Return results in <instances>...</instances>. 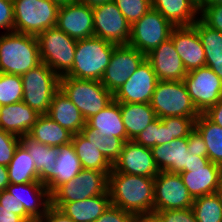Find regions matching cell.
Wrapping results in <instances>:
<instances>
[{
    "instance_id": "cell-1",
    "label": "cell",
    "mask_w": 222,
    "mask_h": 222,
    "mask_svg": "<svg viewBox=\"0 0 222 222\" xmlns=\"http://www.w3.org/2000/svg\"><path fill=\"white\" fill-rule=\"evenodd\" d=\"M111 205L133 215L154 211V178L116 172L108 174Z\"/></svg>"
},
{
    "instance_id": "cell-2",
    "label": "cell",
    "mask_w": 222,
    "mask_h": 222,
    "mask_svg": "<svg viewBox=\"0 0 222 222\" xmlns=\"http://www.w3.org/2000/svg\"><path fill=\"white\" fill-rule=\"evenodd\" d=\"M41 63L36 36L0 33V73L23 75Z\"/></svg>"
},
{
    "instance_id": "cell-3",
    "label": "cell",
    "mask_w": 222,
    "mask_h": 222,
    "mask_svg": "<svg viewBox=\"0 0 222 222\" xmlns=\"http://www.w3.org/2000/svg\"><path fill=\"white\" fill-rule=\"evenodd\" d=\"M116 45L96 36L77 40L73 66L63 77L100 81Z\"/></svg>"
},
{
    "instance_id": "cell-4",
    "label": "cell",
    "mask_w": 222,
    "mask_h": 222,
    "mask_svg": "<svg viewBox=\"0 0 222 222\" xmlns=\"http://www.w3.org/2000/svg\"><path fill=\"white\" fill-rule=\"evenodd\" d=\"M60 89L79 109L85 120L106 108L113 94L96 80L60 77Z\"/></svg>"
},
{
    "instance_id": "cell-5",
    "label": "cell",
    "mask_w": 222,
    "mask_h": 222,
    "mask_svg": "<svg viewBox=\"0 0 222 222\" xmlns=\"http://www.w3.org/2000/svg\"><path fill=\"white\" fill-rule=\"evenodd\" d=\"M40 60L59 77L66 76L74 63L77 40L61 31L57 26L36 36Z\"/></svg>"
},
{
    "instance_id": "cell-6",
    "label": "cell",
    "mask_w": 222,
    "mask_h": 222,
    "mask_svg": "<svg viewBox=\"0 0 222 222\" xmlns=\"http://www.w3.org/2000/svg\"><path fill=\"white\" fill-rule=\"evenodd\" d=\"M22 101L40 115L47 114L54 94L60 89V77L41 62L21 75Z\"/></svg>"
},
{
    "instance_id": "cell-7",
    "label": "cell",
    "mask_w": 222,
    "mask_h": 222,
    "mask_svg": "<svg viewBox=\"0 0 222 222\" xmlns=\"http://www.w3.org/2000/svg\"><path fill=\"white\" fill-rule=\"evenodd\" d=\"M14 32L37 36L56 26L59 6L51 0H13Z\"/></svg>"
},
{
    "instance_id": "cell-8",
    "label": "cell",
    "mask_w": 222,
    "mask_h": 222,
    "mask_svg": "<svg viewBox=\"0 0 222 222\" xmlns=\"http://www.w3.org/2000/svg\"><path fill=\"white\" fill-rule=\"evenodd\" d=\"M151 107L158 118L199 117L183 81H158Z\"/></svg>"
},
{
    "instance_id": "cell-9",
    "label": "cell",
    "mask_w": 222,
    "mask_h": 222,
    "mask_svg": "<svg viewBox=\"0 0 222 222\" xmlns=\"http://www.w3.org/2000/svg\"><path fill=\"white\" fill-rule=\"evenodd\" d=\"M174 27L160 12L151 8L131 25L128 44L147 55L170 38Z\"/></svg>"
},
{
    "instance_id": "cell-10",
    "label": "cell",
    "mask_w": 222,
    "mask_h": 222,
    "mask_svg": "<svg viewBox=\"0 0 222 222\" xmlns=\"http://www.w3.org/2000/svg\"><path fill=\"white\" fill-rule=\"evenodd\" d=\"M109 173L82 169L75 178L58 186L50 194L51 203H70L105 194L108 191Z\"/></svg>"
},
{
    "instance_id": "cell-11",
    "label": "cell",
    "mask_w": 222,
    "mask_h": 222,
    "mask_svg": "<svg viewBox=\"0 0 222 222\" xmlns=\"http://www.w3.org/2000/svg\"><path fill=\"white\" fill-rule=\"evenodd\" d=\"M183 82L199 113H205L222 99V80L210 67L203 66L187 72Z\"/></svg>"
},
{
    "instance_id": "cell-12",
    "label": "cell",
    "mask_w": 222,
    "mask_h": 222,
    "mask_svg": "<svg viewBox=\"0 0 222 222\" xmlns=\"http://www.w3.org/2000/svg\"><path fill=\"white\" fill-rule=\"evenodd\" d=\"M193 197L179 173L161 171L154 178V211L192 208Z\"/></svg>"
},
{
    "instance_id": "cell-13",
    "label": "cell",
    "mask_w": 222,
    "mask_h": 222,
    "mask_svg": "<svg viewBox=\"0 0 222 222\" xmlns=\"http://www.w3.org/2000/svg\"><path fill=\"white\" fill-rule=\"evenodd\" d=\"M145 59L146 55L129 44L116 45L100 80L102 85L114 94Z\"/></svg>"
},
{
    "instance_id": "cell-14",
    "label": "cell",
    "mask_w": 222,
    "mask_h": 222,
    "mask_svg": "<svg viewBox=\"0 0 222 222\" xmlns=\"http://www.w3.org/2000/svg\"><path fill=\"white\" fill-rule=\"evenodd\" d=\"M92 9L94 36L117 45L129 43L131 25L113 0Z\"/></svg>"
},
{
    "instance_id": "cell-15",
    "label": "cell",
    "mask_w": 222,
    "mask_h": 222,
    "mask_svg": "<svg viewBox=\"0 0 222 222\" xmlns=\"http://www.w3.org/2000/svg\"><path fill=\"white\" fill-rule=\"evenodd\" d=\"M158 81L151 63L145 59L113 94V100L119 103H150Z\"/></svg>"
},
{
    "instance_id": "cell-16",
    "label": "cell",
    "mask_w": 222,
    "mask_h": 222,
    "mask_svg": "<svg viewBox=\"0 0 222 222\" xmlns=\"http://www.w3.org/2000/svg\"><path fill=\"white\" fill-rule=\"evenodd\" d=\"M116 172L155 178L160 172L153 158L151 148L135 143L124 142L118 160L113 164Z\"/></svg>"
},
{
    "instance_id": "cell-17",
    "label": "cell",
    "mask_w": 222,
    "mask_h": 222,
    "mask_svg": "<svg viewBox=\"0 0 222 222\" xmlns=\"http://www.w3.org/2000/svg\"><path fill=\"white\" fill-rule=\"evenodd\" d=\"M56 26L76 40L94 36L93 9L79 2L60 6Z\"/></svg>"
},
{
    "instance_id": "cell-18",
    "label": "cell",
    "mask_w": 222,
    "mask_h": 222,
    "mask_svg": "<svg viewBox=\"0 0 222 222\" xmlns=\"http://www.w3.org/2000/svg\"><path fill=\"white\" fill-rule=\"evenodd\" d=\"M170 38L187 72L205 66L204 47L193 25L175 26Z\"/></svg>"
},
{
    "instance_id": "cell-19",
    "label": "cell",
    "mask_w": 222,
    "mask_h": 222,
    "mask_svg": "<svg viewBox=\"0 0 222 222\" xmlns=\"http://www.w3.org/2000/svg\"><path fill=\"white\" fill-rule=\"evenodd\" d=\"M160 81H183L187 71L171 38L146 55Z\"/></svg>"
},
{
    "instance_id": "cell-20",
    "label": "cell",
    "mask_w": 222,
    "mask_h": 222,
    "mask_svg": "<svg viewBox=\"0 0 222 222\" xmlns=\"http://www.w3.org/2000/svg\"><path fill=\"white\" fill-rule=\"evenodd\" d=\"M97 134V130L86 124L80 133L72 135L71 142L83 169L111 172L113 165L97 149Z\"/></svg>"
},
{
    "instance_id": "cell-21",
    "label": "cell",
    "mask_w": 222,
    "mask_h": 222,
    "mask_svg": "<svg viewBox=\"0 0 222 222\" xmlns=\"http://www.w3.org/2000/svg\"><path fill=\"white\" fill-rule=\"evenodd\" d=\"M6 190L23 204L25 211L36 222L46 214L47 209L51 206V195L47 187L40 182L10 183Z\"/></svg>"
},
{
    "instance_id": "cell-22",
    "label": "cell",
    "mask_w": 222,
    "mask_h": 222,
    "mask_svg": "<svg viewBox=\"0 0 222 222\" xmlns=\"http://www.w3.org/2000/svg\"><path fill=\"white\" fill-rule=\"evenodd\" d=\"M151 150L160 172H188L190 154L188 152L187 137L177 138L169 143L153 146Z\"/></svg>"
},
{
    "instance_id": "cell-23",
    "label": "cell",
    "mask_w": 222,
    "mask_h": 222,
    "mask_svg": "<svg viewBox=\"0 0 222 222\" xmlns=\"http://www.w3.org/2000/svg\"><path fill=\"white\" fill-rule=\"evenodd\" d=\"M222 167L209 162L207 165L189 167V172H180L184 185L194 198L216 193Z\"/></svg>"
},
{
    "instance_id": "cell-24",
    "label": "cell",
    "mask_w": 222,
    "mask_h": 222,
    "mask_svg": "<svg viewBox=\"0 0 222 222\" xmlns=\"http://www.w3.org/2000/svg\"><path fill=\"white\" fill-rule=\"evenodd\" d=\"M39 116L23 101L0 106V129L21 138L28 135Z\"/></svg>"
},
{
    "instance_id": "cell-25",
    "label": "cell",
    "mask_w": 222,
    "mask_h": 222,
    "mask_svg": "<svg viewBox=\"0 0 222 222\" xmlns=\"http://www.w3.org/2000/svg\"><path fill=\"white\" fill-rule=\"evenodd\" d=\"M73 222H95L111 205L109 191L88 199L70 203H51Z\"/></svg>"
},
{
    "instance_id": "cell-26",
    "label": "cell",
    "mask_w": 222,
    "mask_h": 222,
    "mask_svg": "<svg viewBox=\"0 0 222 222\" xmlns=\"http://www.w3.org/2000/svg\"><path fill=\"white\" fill-rule=\"evenodd\" d=\"M46 115L72 134L80 133L86 125L79 109L61 89L54 94Z\"/></svg>"
},
{
    "instance_id": "cell-27",
    "label": "cell",
    "mask_w": 222,
    "mask_h": 222,
    "mask_svg": "<svg viewBox=\"0 0 222 222\" xmlns=\"http://www.w3.org/2000/svg\"><path fill=\"white\" fill-rule=\"evenodd\" d=\"M72 142L58 147V156L51 172V182L46 186L51 194L58 186L75 178L82 170Z\"/></svg>"
},
{
    "instance_id": "cell-28",
    "label": "cell",
    "mask_w": 222,
    "mask_h": 222,
    "mask_svg": "<svg viewBox=\"0 0 222 222\" xmlns=\"http://www.w3.org/2000/svg\"><path fill=\"white\" fill-rule=\"evenodd\" d=\"M152 8L174 26H190L199 19V7L191 0H151Z\"/></svg>"
},
{
    "instance_id": "cell-29",
    "label": "cell",
    "mask_w": 222,
    "mask_h": 222,
    "mask_svg": "<svg viewBox=\"0 0 222 222\" xmlns=\"http://www.w3.org/2000/svg\"><path fill=\"white\" fill-rule=\"evenodd\" d=\"M86 124L101 136L121 138L124 142L128 141L125 126L123 124L120 103L112 101L106 108L98 114L86 120Z\"/></svg>"
},
{
    "instance_id": "cell-30",
    "label": "cell",
    "mask_w": 222,
    "mask_h": 222,
    "mask_svg": "<svg viewBox=\"0 0 222 222\" xmlns=\"http://www.w3.org/2000/svg\"><path fill=\"white\" fill-rule=\"evenodd\" d=\"M120 112L129 140H134L157 116L150 103H120Z\"/></svg>"
},
{
    "instance_id": "cell-31",
    "label": "cell",
    "mask_w": 222,
    "mask_h": 222,
    "mask_svg": "<svg viewBox=\"0 0 222 222\" xmlns=\"http://www.w3.org/2000/svg\"><path fill=\"white\" fill-rule=\"evenodd\" d=\"M72 133L60 126L46 114L40 115L28 133V137L36 142L51 147H60L71 142Z\"/></svg>"
},
{
    "instance_id": "cell-32",
    "label": "cell",
    "mask_w": 222,
    "mask_h": 222,
    "mask_svg": "<svg viewBox=\"0 0 222 222\" xmlns=\"http://www.w3.org/2000/svg\"><path fill=\"white\" fill-rule=\"evenodd\" d=\"M21 144L27 149L34 160L39 174V182L47 186L51 182V172L58 156V147L47 146L30 139L28 136L21 137Z\"/></svg>"
},
{
    "instance_id": "cell-33",
    "label": "cell",
    "mask_w": 222,
    "mask_h": 222,
    "mask_svg": "<svg viewBox=\"0 0 222 222\" xmlns=\"http://www.w3.org/2000/svg\"><path fill=\"white\" fill-rule=\"evenodd\" d=\"M7 168L10 183L24 184L39 182V174L36 170L34 160L21 143L16 148Z\"/></svg>"
},
{
    "instance_id": "cell-34",
    "label": "cell",
    "mask_w": 222,
    "mask_h": 222,
    "mask_svg": "<svg viewBox=\"0 0 222 222\" xmlns=\"http://www.w3.org/2000/svg\"><path fill=\"white\" fill-rule=\"evenodd\" d=\"M195 129L207 146L209 160L222 167V127L212 122L204 113L195 120Z\"/></svg>"
},
{
    "instance_id": "cell-35",
    "label": "cell",
    "mask_w": 222,
    "mask_h": 222,
    "mask_svg": "<svg viewBox=\"0 0 222 222\" xmlns=\"http://www.w3.org/2000/svg\"><path fill=\"white\" fill-rule=\"evenodd\" d=\"M192 210L197 222H222V203L216 193L194 198Z\"/></svg>"
},
{
    "instance_id": "cell-36",
    "label": "cell",
    "mask_w": 222,
    "mask_h": 222,
    "mask_svg": "<svg viewBox=\"0 0 222 222\" xmlns=\"http://www.w3.org/2000/svg\"><path fill=\"white\" fill-rule=\"evenodd\" d=\"M193 26L200 36L206 61H222V33L208 27L200 19Z\"/></svg>"
},
{
    "instance_id": "cell-37",
    "label": "cell",
    "mask_w": 222,
    "mask_h": 222,
    "mask_svg": "<svg viewBox=\"0 0 222 222\" xmlns=\"http://www.w3.org/2000/svg\"><path fill=\"white\" fill-rule=\"evenodd\" d=\"M23 85L20 75L0 73V106L22 101Z\"/></svg>"
},
{
    "instance_id": "cell-38",
    "label": "cell",
    "mask_w": 222,
    "mask_h": 222,
    "mask_svg": "<svg viewBox=\"0 0 222 222\" xmlns=\"http://www.w3.org/2000/svg\"><path fill=\"white\" fill-rule=\"evenodd\" d=\"M127 22L132 25L142 18L151 8V0H113Z\"/></svg>"
},
{
    "instance_id": "cell-39",
    "label": "cell",
    "mask_w": 222,
    "mask_h": 222,
    "mask_svg": "<svg viewBox=\"0 0 222 222\" xmlns=\"http://www.w3.org/2000/svg\"><path fill=\"white\" fill-rule=\"evenodd\" d=\"M97 149L113 165L119 158L124 141L121 138L96 135Z\"/></svg>"
},
{
    "instance_id": "cell-40",
    "label": "cell",
    "mask_w": 222,
    "mask_h": 222,
    "mask_svg": "<svg viewBox=\"0 0 222 222\" xmlns=\"http://www.w3.org/2000/svg\"><path fill=\"white\" fill-rule=\"evenodd\" d=\"M198 117H165L161 118L164 124H170L171 138L188 137L195 129V120Z\"/></svg>"
},
{
    "instance_id": "cell-41",
    "label": "cell",
    "mask_w": 222,
    "mask_h": 222,
    "mask_svg": "<svg viewBox=\"0 0 222 222\" xmlns=\"http://www.w3.org/2000/svg\"><path fill=\"white\" fill-rule=\"evenodd\" d=\"M20 143V137L0 129V165H9Z\"/></svg>"
},
{
    "instance_id": "cell-42",
    "label": "cell",
    "mask_w": 222,
    "mask_h": 222,
    "mask_svg": "<svg viewBox=\"0 0 222 222\" xmlns=\"http://www.w3.org/2000/svg\"><path fill=\"white\" fill-rule=\"evenodd\" d=\"M199 19L208 27L222 33V4L202 5L199 8Z\"/></svg>"
},
{
    "instance_id": "cell-43",
    "label": "cell",
    "mask_w": 222,
    "mask_h": 222,
    "mask_svg": "<svg viewBox=\"0 0 222 222\" xmlns=\"http://www.w3.org/2000/svg\"><path fill=\"white\" fill-rule=\"evenodd\" d=\"M0 209L13 210V213L21 216L26 222H36L26 211L23 204L19 203V200L3 190L0 192Z\"/></svg>"
},
{
    "instance_id": "cell-44",
    "label": "cell",
    "mask_w": 222,
    "mask_h": 222,
    "mask_svg": "<svg viewBox=\"0 0 222 222\" xmlns=\"http://www.w3.org/2000/svg\"><path fill=\"white\" fill-rule=\"evenodd\" d=\"M0 33L14 32L13 0H0Z\"/></svg>"
},
{
    "instance_id": "cell-45",
    "label": "cell",
    "mask_w": 222,
    "mask_h": 222,
    "mask_svg": "<svg viewBox=\"0 0 222 222\" xmlns=\"http://www.w3.org/2000/svg\"><path fill=\"white\" fill-rule=\"evenodd\" d=\"M159 129V118L151 122L133 141L144 147L152 148L157 145V130Z\"/></svg>"
},
{
    "instance_id": "cell-46",
    "label": "cell",
    "mask_w": 222,
    "mask_h": 222,
    "mask_svg": "<svg viewBox=\"0 0 222 222\" xmlns=\"http://www.w3.org/2000/svg\"><path fill=\"white\" fill-rule=\"evenodd\" d=\"M163 222H197L192 208L158 211Z\"/></svg>"
},
{
    "instance_id": "cell-47",
    "label": "cell",
    "mask_w": 222,
    "mask_h": 222,
    "mask_svg": "<svg viewBox=\"0 0 222 222\" xmlns=\"http://www.w3.org/2000/svg\"><path fill=\"white\" fill-rule=\"evenodd\" d=\"M134 215L119 207L110 205L95 222H133Z\"/></svg>"
},
{
    "instance_id": "cell-48",
    "label": "cell",
    "mask_w": 222,
    "mask_h": 222,
    "mask_svg": "<svg viewBox=\"0 0 222 222\" xmlns=\"http://www.w3.org/2000/svg\"><path fill=\"white\" fill-rule=\"evenodd\" d=\"M187 140L189 153L192 152L196 156L207 157V146L196 129L188 135Z\"/></svg>"
},
{
    "instance_id": "cell-49",
    "label": "cell",
    "mask_w": 222,
    "mask_h": 222,
    "mask_svg": "<svg viewBox=\"0 0 222 222\" xmlns=\"http://www.w3.org/2000/svg\"><path fill=\"white\" fill-rule=\"evenodd\" d=\"M38 222H73L72 219L66 216L58 208L52 205L47 209L46 214Z\"/></svg>"
},
{
    "instance_id": "cell-50",
    "label": "cell",
    "mask_w": 222,
    "mask_h": 222,
    "mask_svg": "<svg viewBox=\"0 0 222 222\" xmlns=\"http://www.w3.org/2000/svg\"><path fill=\"white\" fill-rule=\"evenodd\" d=\"M175 138H171L170 124H164L159 118V129L157 130V145L169 143Z\"/></svg>"
},
{
    "instance_id": "cell-51",
    "label": "cell",
    "mask_w": 222,
    "mask_h": 222,
    "mask_svg": "<svg viewBox=\"0 0 222 222\" xmlns=\"http://www.w3.org/2000/svg\"><path fill=\"white\" fill-rule=\"evenodd\" d=\"M212 122L222 127V99L204 113Z\"/></svg>"
},
{
    "instance_id": "cell-52",
    "label": "cell",
    "mask_w": 222,
    "mask_h": 222,
    "mask_svg": "<svg viewBox=\"0 0 222 222\" xmlns=\"http://www.w3.org/2000/svg\"><path fill=\"white\" fill-rule=\"evenodd\" d=\"M133 222H163L158 212H146L134 215Z\"/></svg>"
},
{
    "instance_id": "cell-53",
    "label": "cell",
    "mask_w": 222,
    "mask_h": 222,
    "mask_svg": "<svg viewBox=\"0 0 222 222\" xmlns=\"http://www.w3.org/2000/svg\"><path fill=\"white\" fill-rule=\"evenodd\" d=\"M0 222H26L21 216L13 213V210L0 209Z\"/></svg>"
},
{
    "instance_id": "cell-54",
    "label": "cell",
    "mask_w": 222,
    "mask_h": 222,
    "mask_svg": "<svg viewBox=\"0 0 222 222\" xmlns=\"http://www.w3.org/2000/svg\"><path fill=\"white\" fill-rule=\"evenodd\" d=\"M189 160H188V172H189V167L190 166H195V165H207L210 160L208 157H200L194 155V153H189Z\"/></svg>"
},
{
    "instance_id": "cell-55",
    "label": "cell",
    "mask_w": 222,
    "mask_h": 222,
    "mask_svg": "<svg viewBox=\"0 0 222 222\" xmlns=\"http://www.w3.org/2000/svg\"><path fill=\"white\" fill-rule=\"evenodd\" d=\"M9 184L8 168L7 166L0 165V192L6 190Z\"/></svg>"
},
{
    "instance_id": "cell-56",
    "label": "cell",
    "mask_w": 222,
    "mask_h": 222,
    "mask_svg": "<svg viewBox=\"0 0 222 222\" xmlns=\"http://www.w3.org/2000/svg\"><path fill=\"white\" fill-rule=\"evenodd\" d=\"M205 66L210 67L213 72L222 80V61H206Z\"/></svg>"
},
{
    "instance_id": "cell-57",
    "label": "cell",
    "mask_w": 222,
    "mask_h": 222,
    "mask_svg": "<svg viewBox=\"0 0 222 222\" xmlns=\"http://www.w3.org/2000/svg\"><path fill=\"white\" fill-rule=\"evenodd\" d=\"M112 0H76V2L82 3V4H86L90 7H95L97 5L106 3V2H110Z\"/></svg>"
},
{
    "instance_id": "cell-58",
    "label": "cell",
    "mask_w": 222,
    "mask_h": 222,
    "mask_svg": "<svg viewBox=\"0 0 222 222\" xmlns=\"http://www.w3.org/2000/svg\"><path fill=\"white\" fill-rule=\"evenodd\" d=\"M216 194L218 195L220 202L222 203V172L219 179V184L217 186Z\"/></svg>"
},
{
    "instance_id": "cell-59",
    "label": "cell",
    "mask_w": 222,
    "mask_h": 222,
    "mask_svg": "<svg viewBox=\"0 0 222 222\" xmlns=\"http://www.w3.org/2000/svg\"><path fill=\"white\" fill-rule=\"evenodd\" d=\"M51 1L57 4L59 7L76 2V0H51Z\"/></svg>"
},
{
    "instance_id": "cell-60",
    "label": "cell",
    "mask_w": 222,
    "mask_h": 222,
    "mask_svg": "<svg viewBox=\"0 0 222 222\" xmlns=\"http://www.w3.org/2000/svg\"><path fill=\"white\" fill-rule=\"evenodd\" d=\"M222 4V0H204L203 5H219Z\"/></svg>"
},
{
    "instance_id": "cell-61",
    "label": "cell",
    "mask_w": 222,
    "mask_h": 222,
    "mask_svg": "<svg viewBox=\"0 0 222 222\" xmlns=\"http://www.w3.org/2000/svg\"><path fill=\"white\" fill-rule=\"evenodd\" d=\"M196 4L199 8L204 4V0H191Z\"/></svg>"
}]
</instances>
